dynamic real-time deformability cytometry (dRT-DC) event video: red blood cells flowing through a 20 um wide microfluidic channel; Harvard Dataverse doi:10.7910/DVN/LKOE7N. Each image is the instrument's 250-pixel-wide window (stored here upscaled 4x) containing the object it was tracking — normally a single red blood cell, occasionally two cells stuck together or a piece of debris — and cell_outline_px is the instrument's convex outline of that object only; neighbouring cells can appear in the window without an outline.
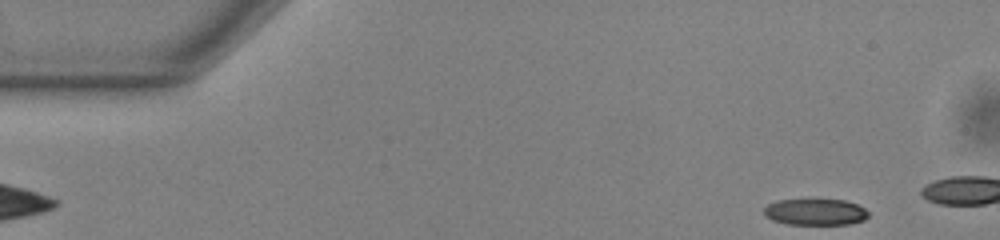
{"species": "common noctule bat (a hibernating species)", "species_latin": "Nyctalus noctula", "temperature_condition": "warm", "stored_images_in_passage": 40, "camera_frame_rate_fps": 3000, "um_per_image_px": 0.085, "animal": {"sex": "male", "body_mass_g": 13.0, "forearm_length_mm": 53.1}, "frame": {"image": 1, "passage_image": 1, "time_ms": 0.0, "image_size_px": [1000, 240], "cell_outline_px": [[868, 216], [864, 220], [848, 224], [784, 224], [772, 220], [764, 216], [764, 208], [768, 204], [776, 200], [844, 200], [856, 204], [864, 208], [868, 212]], "centroid_in_image_um": [69.27, 18.02], "position_along_channel_um": 15.7, "area_um2": 16.01}}
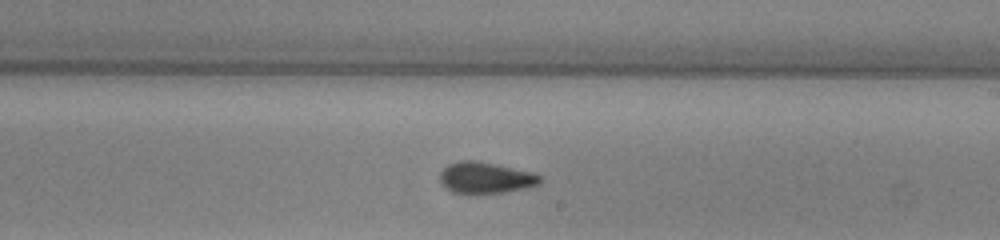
{"frame": {"image": 2, "passage_image": 27, "time_ms": 8.667, "image_size_px": [1000, 240], "cell_outline_px": [[544, 180], [540, 184], [528, 188], [504, 192], [452, 192], [444, 188], [440, 184], [440, 172], [448, 164], [460, 160], [476, 160], [496, 164], [532, 172], [544, 176]], "centroid_in_image_um": [41.31, 15.09], "position_along_channel_um": 247.7, "area_um2": 18.38}}
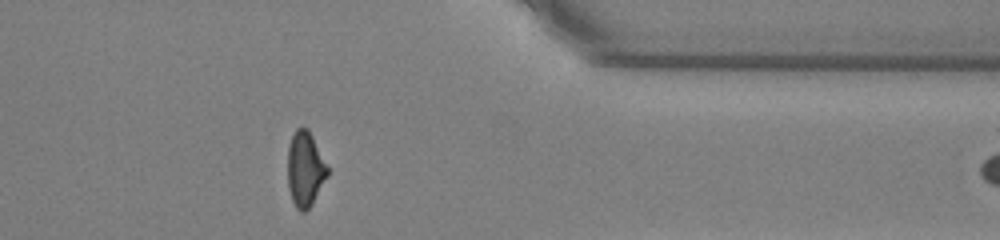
{"frame": {"image": 3, "passage_image": 39, "time_ms": 12.667, "image_size_px": [1000, 240], "cell_outline_px": [[328, 176], [312, 204], [304, 212], [300, 212], [296, 208], [292, 200], [288, 188], [288, 144], [296, 128], [308, 128], [328, 168]], "centroid_in_image_um": [25.92, 14.39], "position_along_channel_um": 385.5, "area_um2": 17.34}}